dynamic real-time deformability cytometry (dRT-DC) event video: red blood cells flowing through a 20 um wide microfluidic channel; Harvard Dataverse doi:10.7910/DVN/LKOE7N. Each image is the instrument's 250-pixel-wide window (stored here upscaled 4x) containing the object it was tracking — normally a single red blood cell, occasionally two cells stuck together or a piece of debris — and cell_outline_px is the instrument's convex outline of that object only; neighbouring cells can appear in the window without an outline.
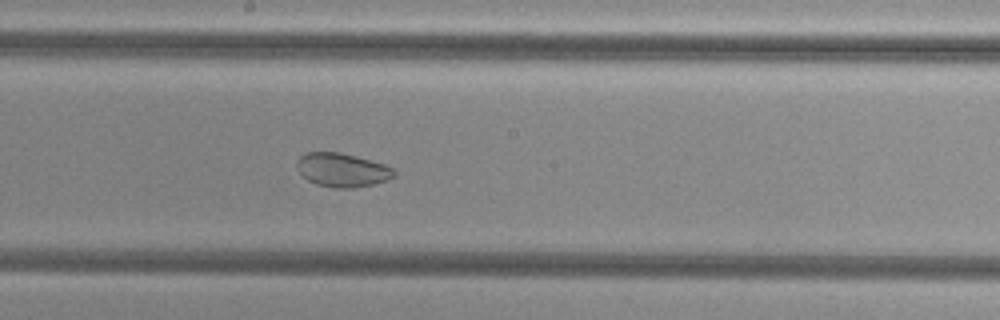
{"species": "common noctule bat (a hibernating species)", "species_latin": "Nyctalus noctula", "temperature_condition": "cold", "stored_images_in_passage": 55, "camera_frame_rate_fps": 3000, "um_per_image_px": 0.085, "animal": {"sex": "female", "body_mass_g": 29.2, "forearm_length_mm": 56.3}, "frame": {"image": 1, "passage_image": 30, "time_ms": 9.667, "image_size_px": [1000, 320], "cell_outline_px": [[396, 176], [388, 180], [372, 184], [352, 188], [332, 188], [316, 184], [308, 180], [296, 168], [296, 160], [300, 156], [308, 152], [340, 152], [356, 156], [384, 164], [396, 168]], "centroid_in_image_um": [29.11, 14.45], "position_along_channel_um": 219.1, "area_um2": 19.31}}
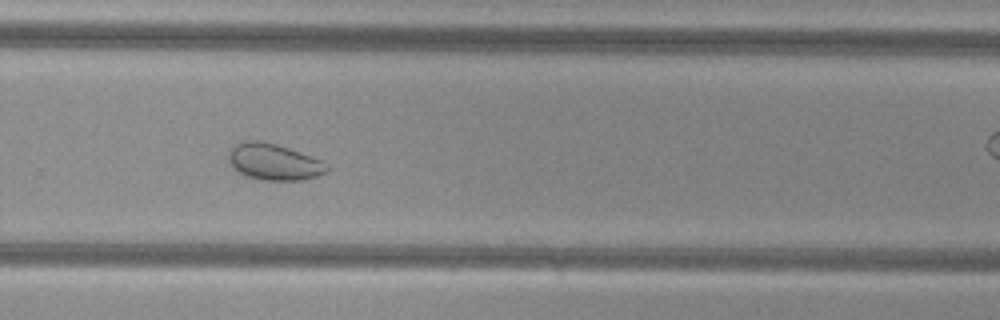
{"frame": {"image": 2, "passage_image": 37, "time_ms": 12.0, "image_size_px": [1000, 320], "cell_outline_px": [[328, 168], [324, 172], [316, 176], [300, 180], [260, 180], [244, 176], [236, 172], [232, 168], [228, 160], [228, 152], [236, 144], [248, 140], [260, 140], [276, 144], [300, 152], [320, 160]], "centroid_in_image_um": [23.19, 13.77], "position_along_channel_um": 306.6, "area_um2": 20.75}}
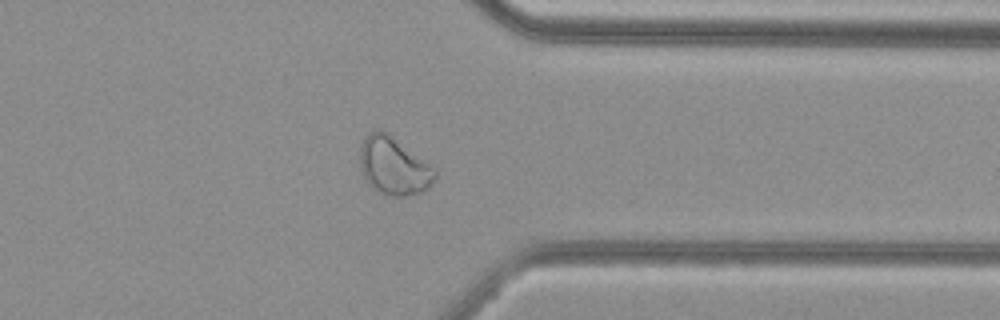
{"frame": {"image": 3, "passage_image": 43, "time_ms": 14.0, "image_size_px": [1000, 320], "cell_outline_px": [[436, 176], [428, 188], [420, 192], [404, 196], [392, 196], [380, 192], [372, 188], [364, 180], [360, 164], [360, 148], [368, 132], [388, 132], [432, 164], [436, 168]], "centroid_in_image_um": [33.49, 14.11], "position_along_channel_um": 377.9, "area_um2": 25.32}, "authors_computed_cell_mechanics": {"area_um2": 27.8018, "velocity_mm_per_s": 3.7583, "shape_relaxation_time_tau1_ms": null, "shape_relaxation_time_tau2_ms": 2.4084, "deformation_change_tau1": null, "deformation_change_tau2": 0.0557}}